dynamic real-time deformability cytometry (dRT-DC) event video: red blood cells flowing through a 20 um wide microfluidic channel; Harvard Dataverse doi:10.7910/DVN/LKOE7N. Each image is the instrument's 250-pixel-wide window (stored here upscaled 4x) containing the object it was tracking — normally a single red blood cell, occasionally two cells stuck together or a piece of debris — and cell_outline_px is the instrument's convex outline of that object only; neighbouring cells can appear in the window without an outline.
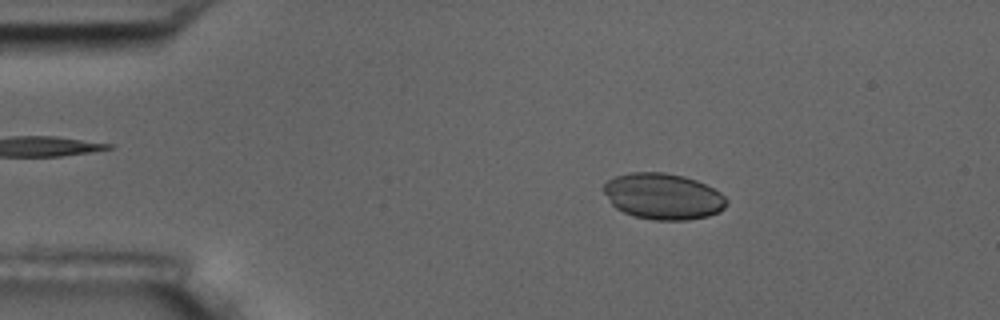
{"species": "common noctule bat (a hibernating species)", "species_latin": "Nyctalus noctula", "temperature_condition": "room temperature", "stored_images_in_passage": 56, "camera_frame_rate_fps": 3000, "um_per_image_px": 0.085, "animal": {"sex": "male", "body_mass_g": 17.5, "forearm_length_mm": 52.3}, "frame": {"image": 1, "passage_image": 9, "time_ms": 2.667, "image_size_px": [1000, 320], "cell_outline_px": [[728, 204], [720, 212], [708, 216], [688, 220], [656, 220], [636, 216], [624, 212], [616, 208], [612, 204], [600, 188], [608, 180], [616, 176], [628, 172], [664, 172], [684, 176], [696, 180], [720, 192], [728, 200]], "centroid_in_image_um": [56.36, 16.68], "position_along_channel_um": 28.6, "area_um2": 33.18}}
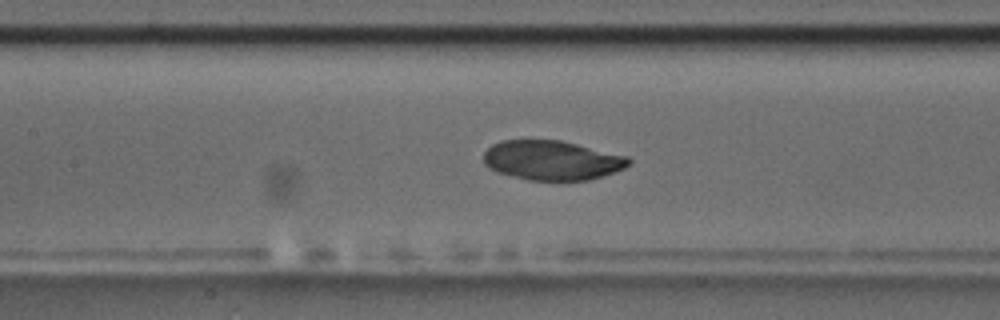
{"frame": {"image": 2, "passage_image": 25, "time_ms": 8.0, "image_size_px": [1000, 320], "cell_outline_px": [[632, 164], [624, 168], [588, 180], [528, 180], [496, 172], [488, 168], [484, 164], [484, 152], [492, 144], [500, 140], [560, 140], [628, 156], [632, 160]], "centroid_in_image_um": [46.9, 13.62], "position_along_channel_um": 160.5, "area_um2": 33.47}}